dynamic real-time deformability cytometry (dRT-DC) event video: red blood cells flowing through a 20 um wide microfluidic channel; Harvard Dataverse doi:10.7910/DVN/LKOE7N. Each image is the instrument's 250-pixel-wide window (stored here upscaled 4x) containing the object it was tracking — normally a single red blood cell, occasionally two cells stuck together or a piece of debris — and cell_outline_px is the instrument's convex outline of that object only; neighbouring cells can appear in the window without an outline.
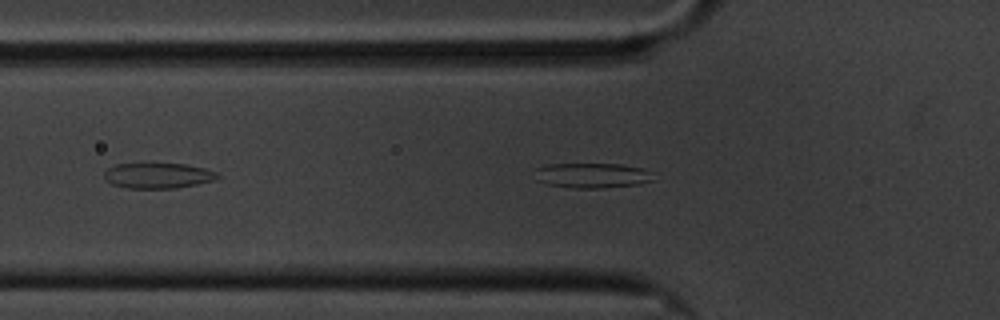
{"species": "common noctule bat (a hibernating species)", "species_latin": "Nyctalus noctula", "temperature_condition": "cold", "stored_images_in_passage": 16, "camera_frame_rate_fps": 3000, "um_per_image_px": 0.085, "animal": {"sex": "male", "body_mass_g": 20.1, "forearm_length_mm": 53.5}, "frame": {"image": 1, "passage_image": 7, "time_ms": 2.0, "image_size_px": [1000, 320], "cell_outline_px": [[656, 180], [636, 184], [604, 188], [572, 188], [548, 184], [536, 180], [536, 168], [548, 164], [624, 164], [644, 168], [652, 172]], "centroid_in_image_um": [50.39, 14.91], "position_along_channel_um": 75.4, "area_um2": 17.46}}